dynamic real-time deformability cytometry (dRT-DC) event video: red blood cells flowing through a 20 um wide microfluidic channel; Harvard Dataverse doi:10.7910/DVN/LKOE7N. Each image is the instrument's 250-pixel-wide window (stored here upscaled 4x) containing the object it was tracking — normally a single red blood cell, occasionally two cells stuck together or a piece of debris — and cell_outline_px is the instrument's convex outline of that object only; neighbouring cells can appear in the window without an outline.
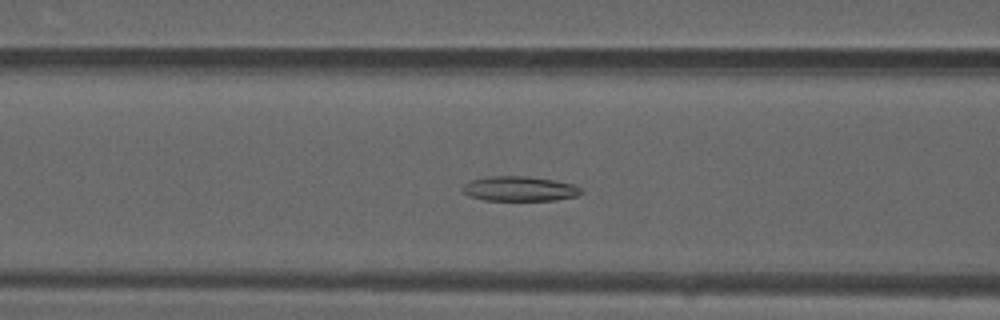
{"species": "common noctule bat (a hibernating species)", "species_latin": "Nyctalus noctula", "temperature_condition": "warm", "stored_images_in_passage": 47, "camera_frame_rate_fps": 3000, "um_per_image_px": 0.085, "animal": {"sex": "male", "forearm_length_mm": 52.5}, "frame": {"image": 1, "passage_image": 17, "time_ms": 5.333, "image_size_px": [1000, 320], "cell_outline_px": [[584, 192], [576, 196], [556, 200], [484, 200], [468, 196], [460, 188], [464, 184], [472, 180], [488, 176], [524, 176], [552, 180], [572, 184], [580, 188]], "centroid_in_image_um": [44.13, 16.05], "position_along_channel_um": 122.5, "area_um2": 17.05}}
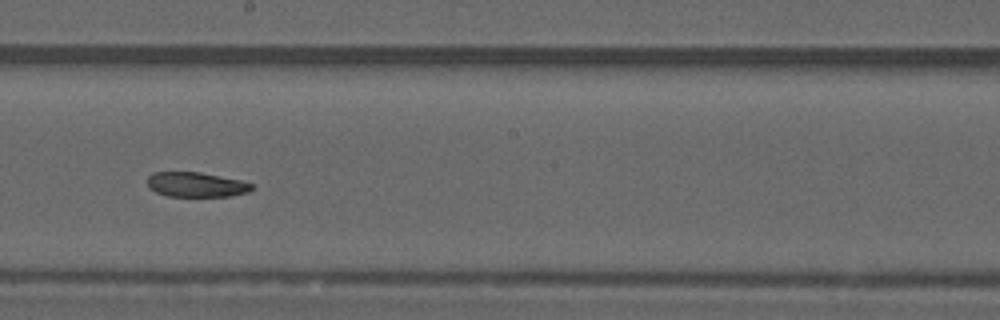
{"frame": {"image": 2, "passage_image": 25, "time_ms": 8.0, "image_size_px": [1000, 320], "cell_outline_px": [[256, 188], [248, 192], [228, 196], [168, 196], [156, 192], [148, 188], [148, 176], [152, 172], [200, 172], [240, 180], [256, 184]], "centroid_in_image_um": [16.7, 15.69], "position_along_channel_um": 231.5, "area_um2": 15.2}}
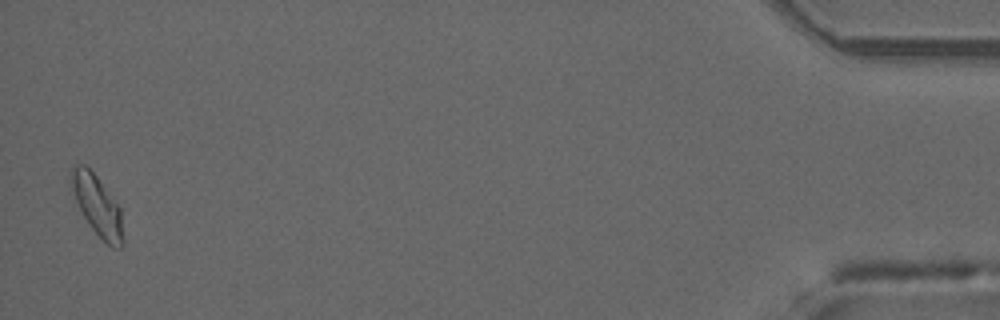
{"frame": {"image": 3, "passage_image": 46, "time_ms": 15.0, "image_size_px": [1000, 320], "cell_outline_px": [[124, 244], [120, 248], [112, 248], [88, 224], [76, 200], [68, 180], [68, 172], [76, 164], [84, 164], [96, 176], [120, 208], [124, 240]], "centroid_in_image_um": [8.25, 17.46], "position_along_channel_um": 427.0, "area_um2": 18.03}}